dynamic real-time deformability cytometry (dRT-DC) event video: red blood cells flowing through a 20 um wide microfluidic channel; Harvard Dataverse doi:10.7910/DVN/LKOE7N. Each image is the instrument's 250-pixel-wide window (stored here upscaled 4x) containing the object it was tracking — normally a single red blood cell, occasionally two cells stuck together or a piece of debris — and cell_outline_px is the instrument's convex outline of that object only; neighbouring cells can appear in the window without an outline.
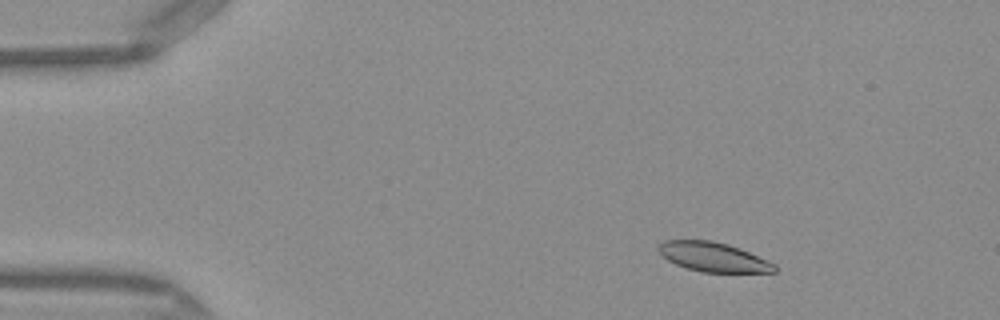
{"species": "Egyptian fruit bat (a non-hibernating species)", "species_latin": "Rousettus aegyptiacus", "temperature_condition": "warm", "stored_images_in_passage": 48, "camera_frame_rate_fps": 3000, "um_per_image_px": 0.085, "frame": {"image": 1, "passage_image": 6, "time_ms": 1.667, "image_size_px": [1000, 320], "cell_outline_px": [[776, 272], [704, 272], [688, 268], [676, 264], [668, 260], [656, 248], [664, 240], [712, 240], [728, 244], [740, 248], [768, 260], [776, 264]], "centroid_in_image_um": [60.65, 21.83], "position_along_channel_um": 24.3, "area_um2": 19.77}}
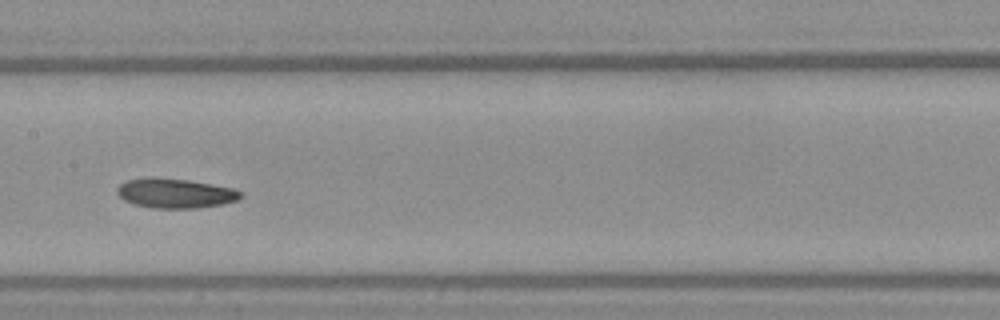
{"frame": {"image": 2, "passage_image": 24, "time_ms": 7.667, "image_size_px": [1000, 320], "cell_outline_px": [[244, 196], [236, 200], [224, 204], [196, 208], [152, 208], [132, 204], [124, 200], [116, 192], [116, 188], [120, 184], [128, 180], [152, 176], [188, 180], [212, 184], [232, 188], [240, 192]], "centroid_in_image_um": [14.86, 16.42], "position_along_channel_um": 192.5, "area_um2": 21.44}}
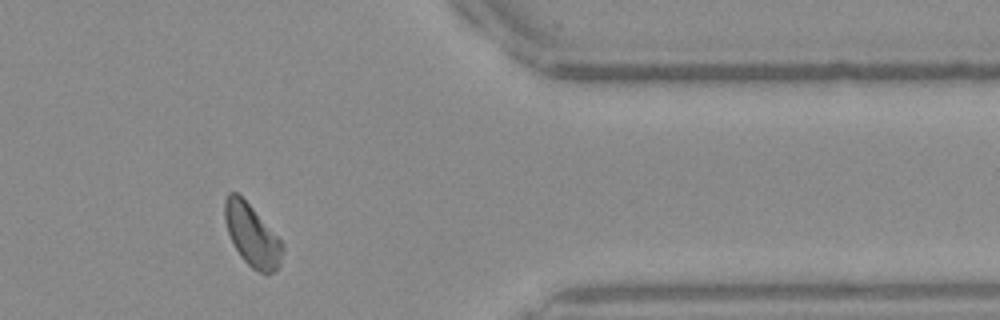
{"frame": {"image": 3, "passage_image": 40, "time_ms": 13.0, "image_size_px": [1000, 320], "cell_outline_px": [[284, 252], [280, 264], [268, 276], [252, 268], [240, 256], [228, 232], [224, 220], [224, 200], [228, 192], [236, 192], [252, 208], [284, 244]], "centroid_in_image_um": [21.42, 20.02], "position_along_channel_um": 390.0, "area_um2": 20.58}, "authors_computed_cell_mechanics": {"area_um2": 20.808, "velocity_mm_per_s": 4.0761, "shape_relaxation_time_tau1_ms": 2.647, "shape_relaxation_time_tau2_ms": null, "deformation_change_tau1": 0.1072, "deformation_change_tau2": null}}